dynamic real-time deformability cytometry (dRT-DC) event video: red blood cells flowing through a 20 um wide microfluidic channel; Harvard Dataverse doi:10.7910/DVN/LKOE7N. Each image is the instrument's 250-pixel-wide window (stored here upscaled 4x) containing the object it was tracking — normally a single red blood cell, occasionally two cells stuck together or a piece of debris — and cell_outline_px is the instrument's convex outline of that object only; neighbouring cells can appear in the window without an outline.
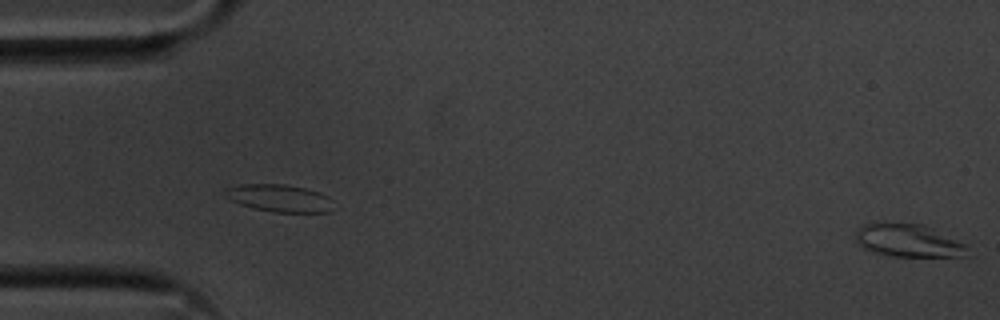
{"species": "common noctule bat (a hibernating species)", "species_latin": "Nyctalus noctula", "temperature_condition": "cold", "stored_images_in_passage": 9, "segment_of_instrument_passage": [2, 2], "camera_frame_rate_fps": 3000, "um_per_image_px": 0.085, "animal": {"sex": "male", "body_mass_g": 20.1, "forearm_length_mm": 53.5}, "frame": {"image": 1, "passage_image": 9, "time_ms": 2.667, "image_size_px": [1000, 320], "cell_outline_px": [[968, 256], [892, 256], [876, 252], [864, 248], [856, 240], [856, 232], [864, 224], [924, 224], [968, 244]], "centroid_in_image_um": [77.3, 20.46], "position_along_channel_um": 7.7, "area_um2": 21.04}}